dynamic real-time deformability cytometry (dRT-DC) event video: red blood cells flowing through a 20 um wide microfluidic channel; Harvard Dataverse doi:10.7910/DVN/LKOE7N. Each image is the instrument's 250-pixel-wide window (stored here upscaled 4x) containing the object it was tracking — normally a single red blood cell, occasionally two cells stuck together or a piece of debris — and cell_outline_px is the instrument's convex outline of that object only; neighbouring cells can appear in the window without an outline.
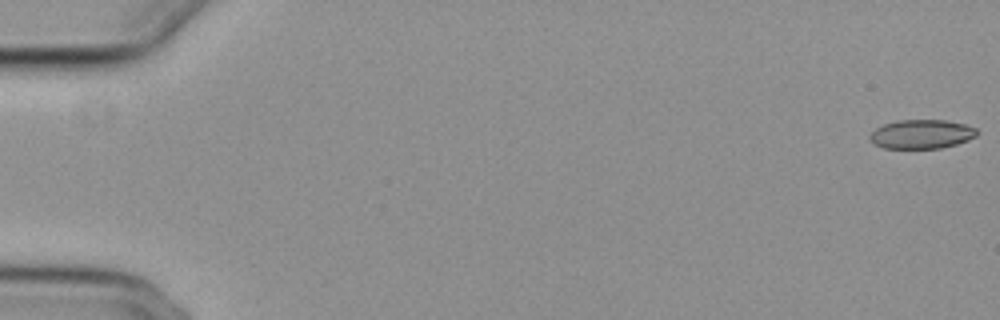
{"species": "common noctule bat (a hibernating species)", "species_latin": "Nyctalus noctula", "temperature_condition": "cold", "stored_images_in_passage": 15, "camera_frame_rate_fps": 3000, "um_per_image_px": 0.085, "animal": {"sex": "female", "body_mass_g": 29.2, "forearm_length_mm": 56.3}, "frame": {"image": 1, "passage_image": 1, "time_ms": 0.0, "image_size_px": [1000, 320], "cell_outline_px": [[976, 136], [968, 140], [956, 144], [940, 148], [884, 148], [876, 144], [868, 136], [876, 128], [884, 124], [896, 120], [944, 120], [964, 124], [976, 128]], "centroid_in_image_um": [78.33, 11.39], "position_along_channel_um": 6.7, "area_um2": 17.92}}